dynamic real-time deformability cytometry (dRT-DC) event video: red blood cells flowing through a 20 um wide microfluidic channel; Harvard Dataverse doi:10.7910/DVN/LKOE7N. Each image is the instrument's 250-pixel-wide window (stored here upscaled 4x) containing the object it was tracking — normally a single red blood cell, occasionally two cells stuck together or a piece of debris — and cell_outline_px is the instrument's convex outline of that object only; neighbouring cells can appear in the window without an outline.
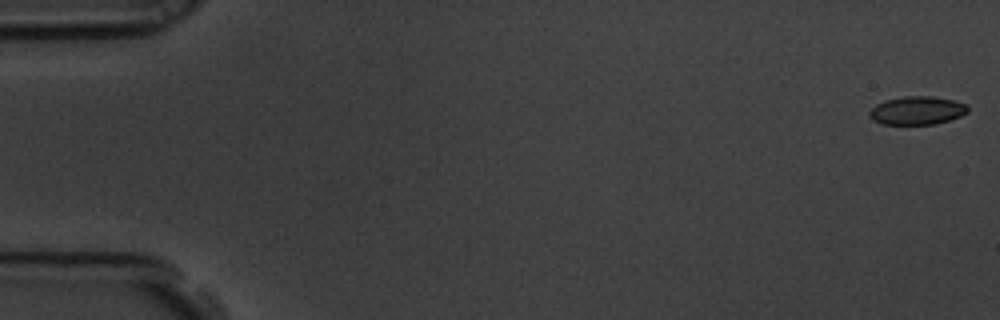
{"species": "common noctule bat (a hibernating species)", "species_latin": "Nyctalus noctula", "temperature_condition": "room temperature", "stored_images_in_passage": 58, "camera_frame_rate_fps": 3000, "um_per_image_px": 0.085, "animal": {"sex": "male", "body_mass_g": 19.5, "forearm_length_mm": 54.6}, "frame": {"image": 1, "passage_image": 1, "time_ms": 0.0, "image_size_px": [1000, 320], "cell_outline_px": [[968, 112], [960, 116], [936, 124], [880, 124], [872, 120], [868, 116], [868, 112], [876, 104], [884, 100], [904, 96], [932, 96], [956, 100], [968, 104]], "centroid_in_image_um": [77.94, 9.38], "position_along_channel_um": 7.1, "area_um2": 16.47}}
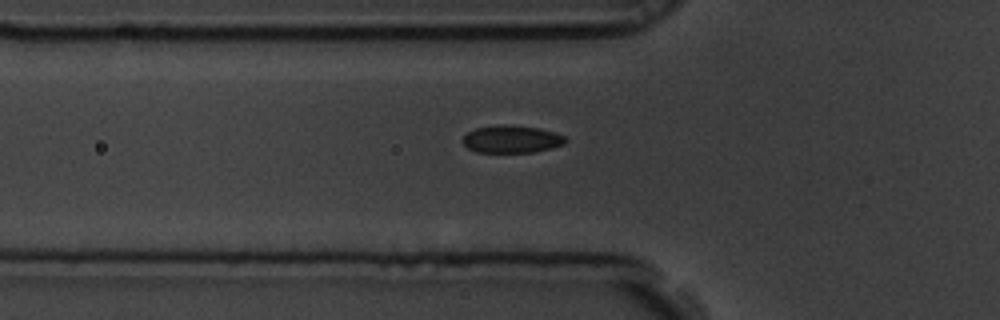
{"frame": {"image": 2, "passage_image": 20, "time_ms": 6.333, "image_size_px": [1000, 320], "cell_outline_px": [[568, 140], [564, 144], [552, 148], [532, 152], [476, 152], [468, 148], [460, 140], [468, 132], [476, 128], [496, 124], [504, 124], [540, 128], [556, 132], [564, 136]], "centroid_in_image_um": [43.49, 11.82], "position_along_channel_um": 82.3, "area_um2": 16.65}}
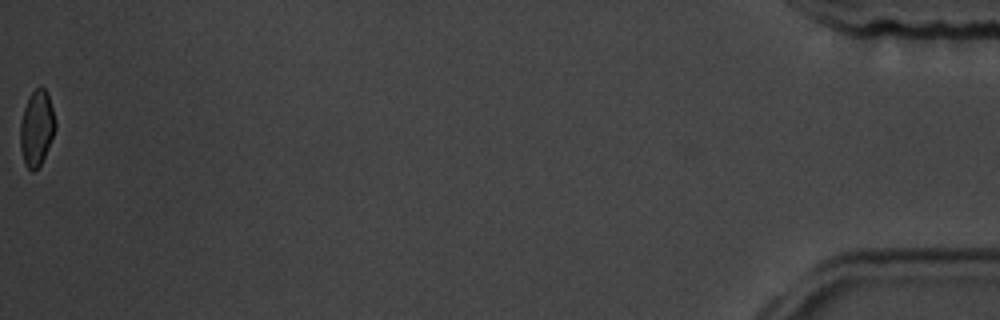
{"frame": {"image": 3, "passage_image": 58, "time_ms": 19.0, "image_size_px": [1000, 320], "cell_outline_px": [[56, 128], [44, 156], [40, 164], [32, 172], [24, 164], [20, 148], [20, 124], [24, 108], [28, 96], [40, 84], [48, 92], [56, 120]], "centroid_in_image_um": [3.12, 10.84], "position_along_channel_um": 432.1, "area_um2": 15.55}, "authors_computed_cell_mechanics": {"area_um2": 16.762, "velocity_mm_per_s": 3.5521, "shape_relaxation_time_tau1_ms": 2.7449, "shape_relaxation_time_tau2_ms": 1.273, "deformation_change_tau1": 0.0796, "deformation_change_tau2": 0.0481}}